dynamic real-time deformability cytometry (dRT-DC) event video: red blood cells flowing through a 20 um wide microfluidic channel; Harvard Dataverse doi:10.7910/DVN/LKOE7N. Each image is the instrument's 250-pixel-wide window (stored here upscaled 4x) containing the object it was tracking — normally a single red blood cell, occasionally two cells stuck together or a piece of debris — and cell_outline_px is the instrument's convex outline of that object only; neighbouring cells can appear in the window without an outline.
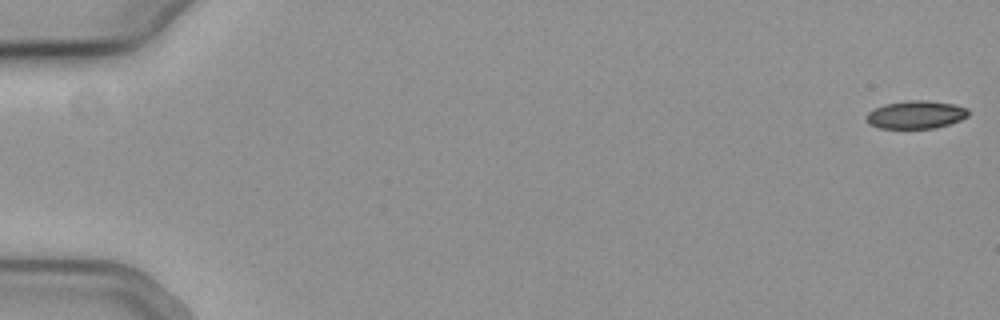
{"species": "common noctule bat (a hibernating species)", "species_latin": "Nyctalus noctula", "temperature_condition": "cold", "stored_images_in_passage": 15, "camera_frame_rate_fps": 3000, "um_per_image_px": 0.085, "animal": {"sex": "female", "body_mass_g": 19.3, "forearm_length_mm": 54.1}, "frame": {"image": 1, "passage_image": 1, "time_ms": 0.0, "image_size_px": [1000, 320], "cell_outline_px": [[968, 116], [960, 120], [936, 128], [880, 128], [872, 124], [868, 120], [868, 112], [884, 104], [908, 100], [924, 100], [952, 104], [968, 108]], "centroid_in_image_um": [77.89, 9.74], "position_along_channel_um": 7.1, "area_um2": 16.3}}